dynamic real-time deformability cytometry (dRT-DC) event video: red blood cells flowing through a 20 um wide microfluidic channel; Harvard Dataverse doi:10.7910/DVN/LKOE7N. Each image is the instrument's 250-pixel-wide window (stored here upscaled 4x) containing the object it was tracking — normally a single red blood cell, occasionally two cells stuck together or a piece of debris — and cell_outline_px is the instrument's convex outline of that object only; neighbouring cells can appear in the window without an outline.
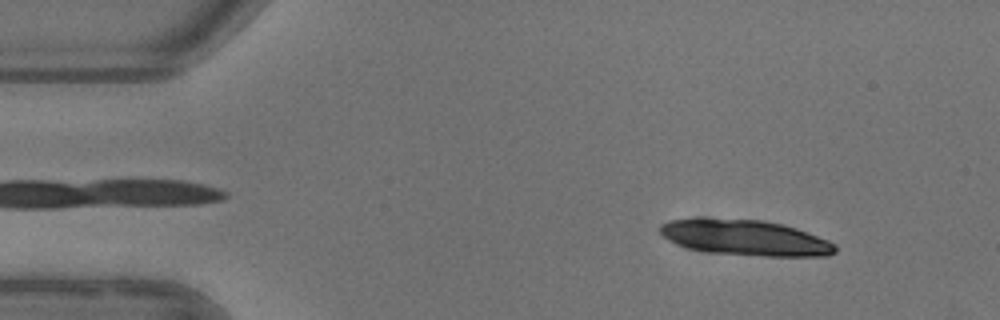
{"species": "common noctule bat (a hibernating species)", "species_latin": "Nyctalus noctula", "temperature_condition": "warm", "stored_images_in_passage": 13, "camera_frame_rate_fps": 3000, "um_per_image_px": 0.085, "animal": {"sex": "female"}, "frame": {"image": 1, "passage_image": 5, "time_ms": 1.333, "image_size_px": [1000, 320], "cell_outline_px": [[836, 252], [828, 256], [764, 256], [708, 252], [688, 248], [676, 244], [660, 236], [656, 228], [660, 224], [668, 220], [764, 220], [784, 224], [808, 232], [828, 240], [836, 244]], "centroid_in_image_um": [63.35, 20.23], "position_along_channel_um": 21.6, "area_um2": 36.07}}